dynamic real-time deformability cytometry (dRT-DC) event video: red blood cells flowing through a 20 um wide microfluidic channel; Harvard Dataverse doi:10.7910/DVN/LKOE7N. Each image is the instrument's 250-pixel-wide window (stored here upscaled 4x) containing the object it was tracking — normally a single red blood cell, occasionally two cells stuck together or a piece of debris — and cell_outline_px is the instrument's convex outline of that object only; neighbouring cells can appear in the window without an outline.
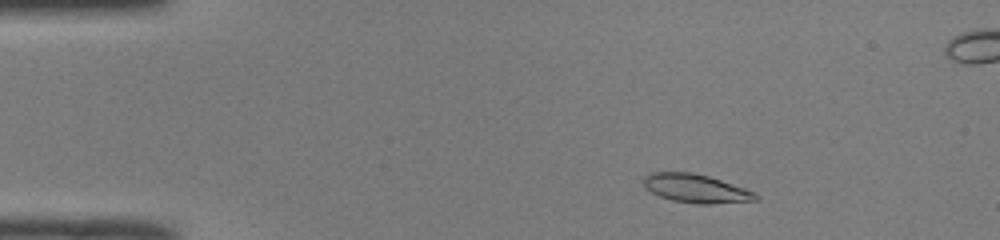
{"species": "common noctule bat (a hibernating species)", "species_latin": "Nyctalus noctula", "temperature_condition": "room temperature", "stored_images_in_passage": 45, "segment_of_instrument_passage": [1, 2], "camera_frame_rate_fps": 3000, "um_per_image_px": 0.085, "animal": {"sex": "male", "body_mass_g": 19.0, "forearm_length_mm": 50.8}, "frame": {"image": 1, "passage_image": 2, "time_ms": 0.333, "image_size_px": [1000, 240], "cell_outline_px": [[760, 200], [708, 204], [696, 204], [672, 200], [660, 196], [652, 192], [644, 184], [644, 176], [648, 172], [692, 172], [708, 176], [744, 188], [760, 196]], "centroid_in_image_um": [59.15, 16.02], "position_along_channel_um": 25.8, "area_um2": 18.5}}
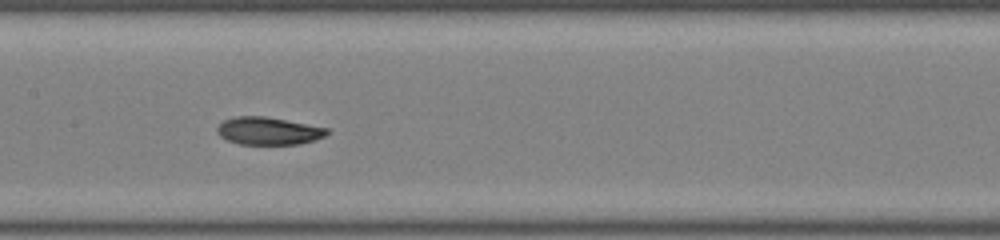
{"frame": {"image": 2, "passage_image": 19, "time_ms": 6.0, "image_size_px": [1000, 240], "cell_outline_px": [[328, 132], [324, 136], [300, 144], [240, 144], [228, 140], [220, 136], [216, 132], [216, 128], [224, 120], [236, 116], [264, 116], [328, 128]], "centroid_in_image_um": [22.77, 11.13], "position_along_channel_um": 184.6, "area_um2": 17.46}}
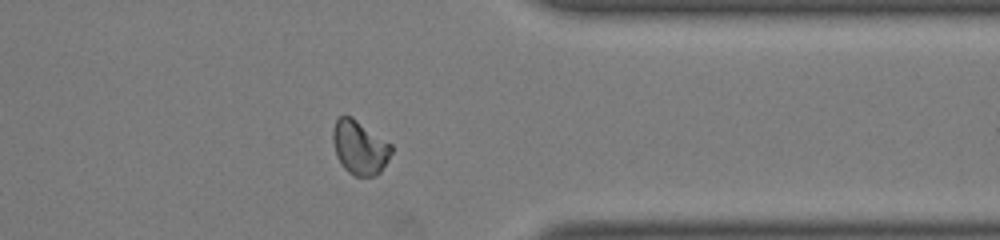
{"frame": {"image": 3, "passage_image": 34, "time_ms": 11.0, "image_size_px": [1000, 240], "cell_outline_px": [[392, 152], [388, 160], [380, 172], [376, 176], [356, 176], [348, 172], [344, 168], [336, 156], [332, 140], [332, 132], [336, 120], [340, 116], [352, 116], [392, 144]], "centroid_in_image_um": [30.57, 12.53], "position_along_channel_um": 380.8, "area_um2": 18.5}}